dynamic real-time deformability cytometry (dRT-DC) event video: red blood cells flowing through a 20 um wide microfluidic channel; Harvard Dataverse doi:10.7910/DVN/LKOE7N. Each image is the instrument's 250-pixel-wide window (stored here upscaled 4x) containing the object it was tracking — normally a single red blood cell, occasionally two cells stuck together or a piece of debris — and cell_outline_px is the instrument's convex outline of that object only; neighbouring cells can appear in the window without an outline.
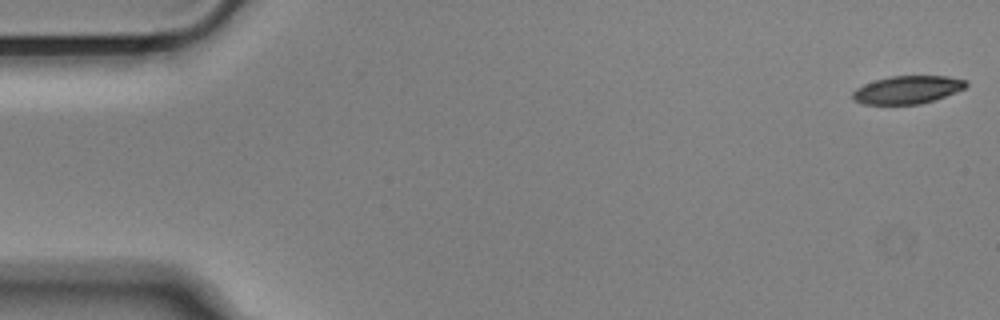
{"species": "Egyptian fruit bat (a non-hibernating species)", "species_latin": "Rousettus aegyptiacus", "temperature_condition": "cold", "stored_images_in_passage": 54, "camera_frame_rate_fps": 3000, "um_per_image_px": 0.085, "animal": {"sex": "male"}, "frame": {"image": 1, "passage_image": 1, "time_ms": 0.0, "image_size_px": [1000, 320], "cell_outline_px": [[968, 84], [964, 88], [956, 92], [936, 100], [920, 104], [860, 104], [852, 100], [852, 92], [856, 88], [864, 84], [876, 80], [892, 76], [948, 76], [968, 80]], "centroid_in_image_um": [77.14, 7.63], "position_along_channel_um": 7.9, "area_um2": 18.61}}
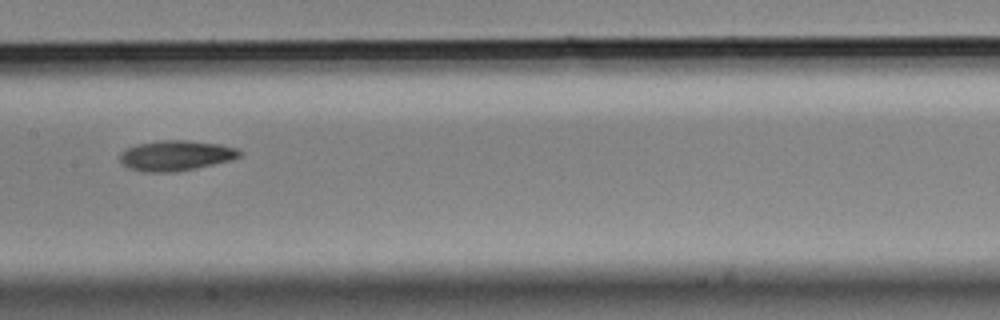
{"frame": {"image": 2, "passage_image": 27, "time_ms": 8.667, "image_size_px": [1000, 320], "cell_outline_px": [[244, 152], [240, 156], [232, 160], [172, 172], [144, 172], [128, 168], [120, 160], [120, 152], [124, 148], [136, 144], [160, 140], [188, 140], [220, 144], [236, 148]], "centroid_in_image_um": [14.93, 13.2], "position_along_channel_um": 192.5, "area_um2": 21.15}}
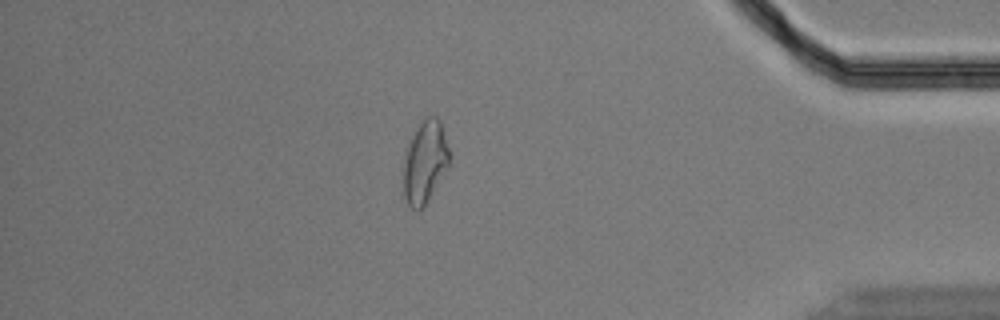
{"frame": {"image": 3, "passage_image": 47, "time_ms": 15.333, "image_size_px": [1000, 320], "cell_outline_px": [[448, 168], [424, 208], [412, 208], [408, 204], [404, 196], [404, 160], [412, 136], [416, 128], [428, 116], [436, 116], [440, 120], [448, 148]], "centroid_in_image_um": [36.13, 13.8], "position_along_channel_um": 399.1, "area_um2": 21.56}, "authors_computed_cell_mechanics": {"area_um2": 20.6924, "velocity_mm_per_s": 3.6564, "shape_relaxation_time_tau1_ms": 6.6904, "shape_relaxation_time_tau2_ms": null, "deformation_change_tau1": 0.1879, "deformation_change_tau2": null}}